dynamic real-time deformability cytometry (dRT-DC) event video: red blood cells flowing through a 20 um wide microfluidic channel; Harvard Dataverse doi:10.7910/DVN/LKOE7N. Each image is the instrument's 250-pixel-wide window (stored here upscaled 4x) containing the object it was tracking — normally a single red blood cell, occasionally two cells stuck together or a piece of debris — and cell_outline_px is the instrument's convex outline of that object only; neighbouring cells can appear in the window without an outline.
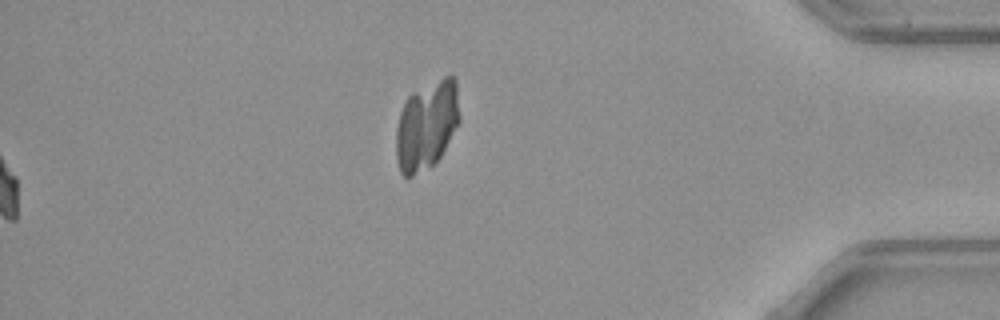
{"species": "common noctule bat (a hibernating species)", "species_latin": "Nyctalus noctula", "temperature_condition": "warm", "stored_images_in_passage": 35, "camera_frame_rate_fps": 3000, "um_per_image_px": 0.085, "animal": {"sex": "female", "body_mass_g": 21.9}, "frame": {"image": 1, "passage_image": 35, "time_ms": 11.333, "image_size_px": [1000, 320], "cell_outline_px": [[460, 120], [440, 156], [432, 164], [412, 176], [404, 176], [400, 172], [396, 160], [396, 128], [400, 112], [408, 96], [412, 92], [444, 76], [452, 76], [456, 80], [460, 116]], "centroid_in_image_um": [36.25, 10.62], "position_along_channel_um": 398.9, "area_um2": 32.66}}